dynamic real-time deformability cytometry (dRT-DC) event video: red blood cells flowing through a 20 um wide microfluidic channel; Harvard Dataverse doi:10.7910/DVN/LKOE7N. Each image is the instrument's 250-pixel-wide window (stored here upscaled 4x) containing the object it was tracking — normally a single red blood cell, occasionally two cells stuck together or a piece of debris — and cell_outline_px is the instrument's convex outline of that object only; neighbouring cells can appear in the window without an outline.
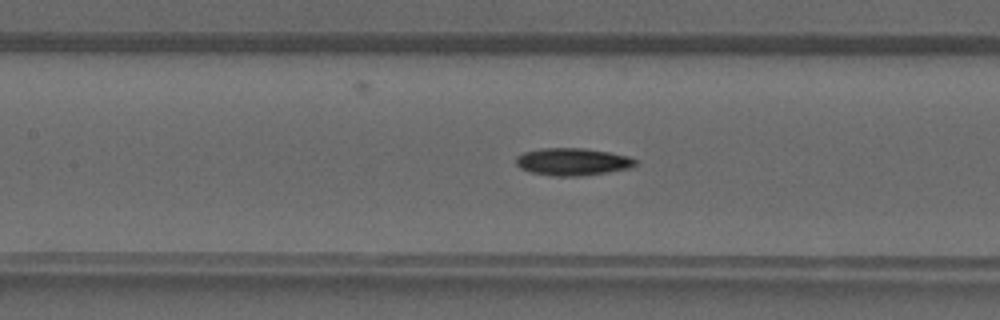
{"species": "common noctule bat (a hibernating species)", "species_latin": "Nyctalus noctula", "temperature_condition": "warm", "stored_images_in_passage": 40, "camera_frame_rate_fps": 3000, "um_per_image_px": 0.085, "animal": {"sex": "male", "forearm_length_mm": 52.5}, "frame": {"image": 1, "passage_image": 18, "time_ms": 5.667, "image_size_px": [1000, 320], "cell_outline_px": [[636, 164], [632, 168], [608, 172], [576, 176], [552, 176], [532, 172], [520, 168], [516, 164], [516, 156], [524, 152], [540, 148], [584, 148], [608, 152], [628, 156], [636, 160]], "centroid_in_image_um": [48.66, 13.74], "position_along_channel_um": 158.7, "area_um2": 19.02}}
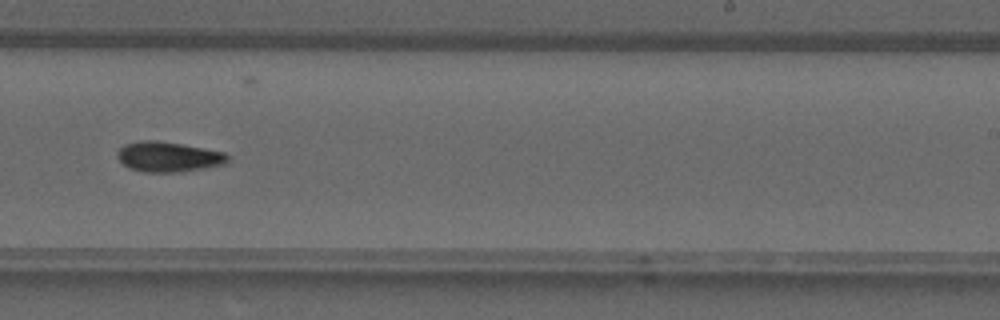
{"frame": {"image": 2, "passage_image": 25, "time_ms": 8.0, "image_size_px": [1000, 320], "cell_outline_px": [[228, 160], [224, 164], [204, 168], [180, 172], [144, 172], [128, 168], [116, 156], [116, 152], [124, 144], [140, 140], [156, 140], [204, 148], [224, 152], [228, 156]], "centroid_in_image_um": [14.27, 13.33], "position_along_channel_um": 274.7, "area_um2": 19.36}}
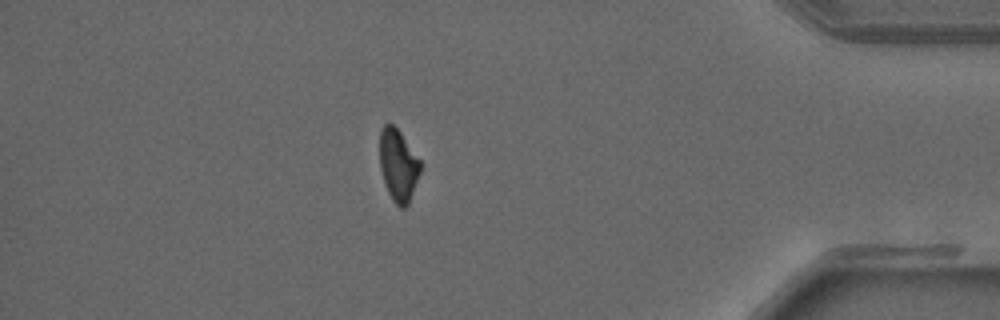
{"frame": {"image": 3, "passage_image": 35, "time_ms": 11.333, "image_size_px": [1000, 320], "cell_outline_px": [[420, 172], [408, 204], [404, 208], [400, 208], [392, 200], [388, 192], [380, 168], [380, 128], [384, 124], [392, 124], [400, 132], [420, 160]], "centroid_in_image_um": [33.83, 14.04], "position_along_channel_um": 401.4, "area_um2": 16.82}}